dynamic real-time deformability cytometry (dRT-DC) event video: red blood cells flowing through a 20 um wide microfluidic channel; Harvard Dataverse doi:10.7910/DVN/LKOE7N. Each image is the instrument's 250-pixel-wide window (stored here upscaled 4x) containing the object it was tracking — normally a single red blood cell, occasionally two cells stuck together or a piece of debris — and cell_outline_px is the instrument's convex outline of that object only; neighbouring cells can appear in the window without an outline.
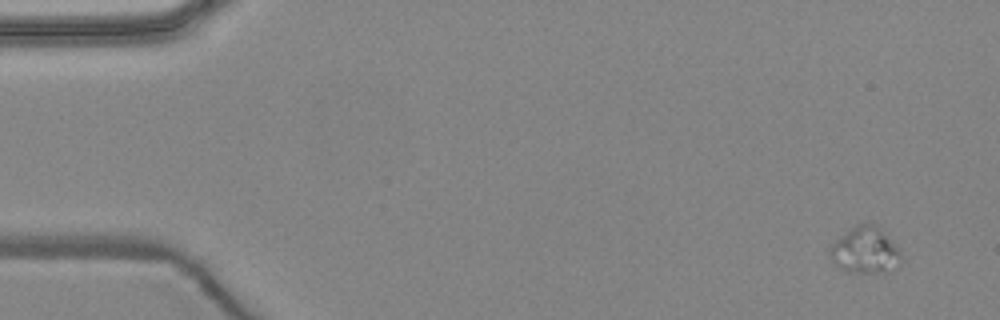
{"species": "common noctule bat (a hibernating species)", "species_latin": "Nyctalus noctula", "temperature_condition": "warm", "stored_images_in_passage": 6, "camera_frame_rate_fps": 3000, "um_per_image_px": 0.085, "animal": {"sex": "female", "body_mass_g": 24.6, "forearm_length_mm": 56.2}, "frame": {"image": 1, "passage_image": 1, "time_ms": 0.0, "image_size_px": [1000, 320], "cell_outline_px": [[900, 264], [884, 272], [848, 272], [840, 268], [828, 256], [828, 252], [832, 244], [836, 240], [856, 224], [876, 224], [896, 244], [900, 252]], "centroid_in_image_um": [73.53, 21.27], "position_along_channel_um": 11.5, "area_um2": 19.02}}